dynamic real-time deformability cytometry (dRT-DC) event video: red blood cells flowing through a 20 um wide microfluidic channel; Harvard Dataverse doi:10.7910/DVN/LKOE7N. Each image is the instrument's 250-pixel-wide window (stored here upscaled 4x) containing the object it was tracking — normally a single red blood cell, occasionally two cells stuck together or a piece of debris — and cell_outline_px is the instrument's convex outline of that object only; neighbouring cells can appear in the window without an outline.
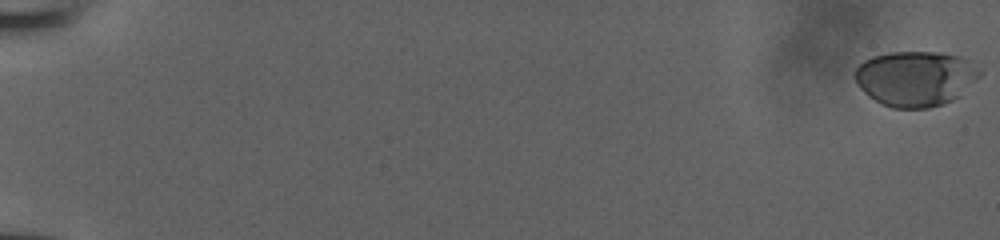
{"species": "human", "species_latin": "Homo sapiens", "temperature_condition": "room temperature", "stored_images_in_passage": 54, "camera_frame_rate_fps": 3000, "um_per_image_px": 0.085, "donor": {"sex": "male"}, "frame": {"image": 1, "passage_image": 1, "time_ms": 0.0, "image_size_px": [1000, 240], "cell_outline_px": [[980, 76], [960, 96], [952, 100], [928, 108], [892, 108], [880, 104], [868, 96], [856, 84], [852, 76], [856, 68], [864, 60], [872, 56], [892, 52], [940, 52], [960, 56], [968, 60], [980, 72]], "centroid_in_image_um": [77.77, 6.67], "position_along_channel_um": 7.2, "area_um2": 40.34}}
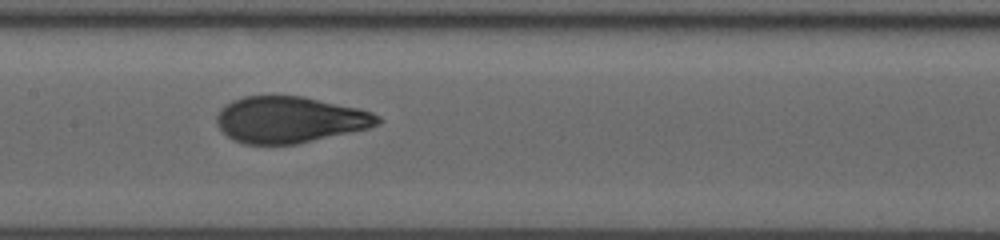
{"frame": {"image": 2, "passage_image": 30, "time_ms": 9.667, "image_size_px": [1000, 240], "cell_outline_px": [[384, 120], [380, 124], [368, 128], [296, 144], [244, 144], [228, 136], [216, 124], [216, 116], [220, 108], [224, 104], [232, 100], [244, 96], [304, 96], [360, 108], [372, 112], [380, 116]], "centroid_in_image_um": [24.64, 10.16], "position_along_channel_um": 182.8, "area_um2": 43.64}}
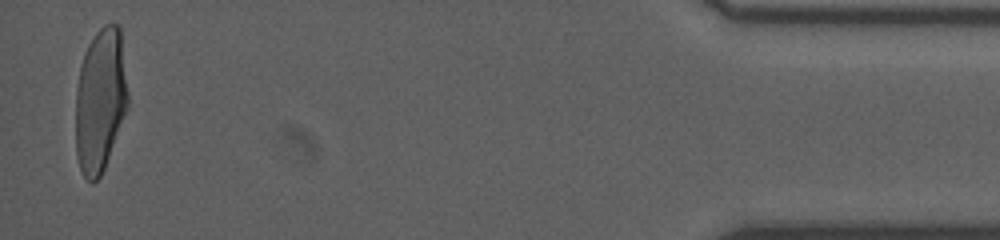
{"frame": {"image": 3, "passage_image": 53, "time_ms": 17.333, "image_size_px": [1000, 240], "cell_outline_px": [[128, 108], [104, 168], [100, 176], [92, 184], [80, 172], [76, 156], [76, 92], [80, 64], [84, 52], [88, 44], [96, 32], [104, 24], [116, 24], [120, 28], [128, 92]], "centroid_in_image_um": [8.52, 8.53], "position_along_channel_um": 426.7, "area_um2": 44.04}}